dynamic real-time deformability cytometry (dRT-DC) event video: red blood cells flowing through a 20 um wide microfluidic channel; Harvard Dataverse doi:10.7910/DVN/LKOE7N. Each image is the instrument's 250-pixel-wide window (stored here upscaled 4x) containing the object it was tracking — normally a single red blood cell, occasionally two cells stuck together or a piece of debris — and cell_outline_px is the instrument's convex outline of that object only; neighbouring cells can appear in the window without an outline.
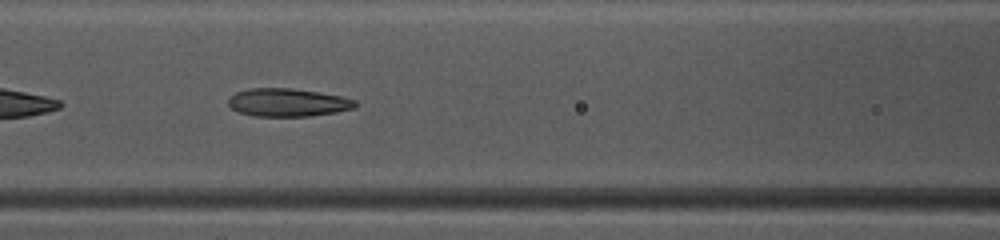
{"species": "common noctule bat (a hibernating species)", "species_latin": "Nyctalus noctula", "temperature_condition": "warm", "stored_images_in_passage": 34, "camera_frame_rate_fps": 3000, "um_per_image_px": 0.085, "animal": {"sex": "female", "body_mass_g": 10.0, "forearm_length_mm": 53.1}, "frame": {"image": 1, "passage_image": 10, "time_ms": 3.0, "image_size_px": [1000, 240], "cell_outline_px": [[356, 108], [336, 112], [308, 116], [252, 116], [240, 112], [232, 108], [228, 104], [228, 100], [236, 92], [248, 88], [292, 88], [340, 96], [356, 100]], "centroid_in_image_um": [24.45, 8.71], "position_along_channel_um": 142.1, "area_um2": 20.63}, "authors_computed_cell_mechanics": {"area_um2": 21.2993, "velocity_mm_per_s": 4.161, "shape_relaxation_time_tau1_ms": null, "shape_relaxation_time_tau2_ms": 1.5995, "deformation_change_tau1": null, "deformation_change_tau2": 0.0914}}